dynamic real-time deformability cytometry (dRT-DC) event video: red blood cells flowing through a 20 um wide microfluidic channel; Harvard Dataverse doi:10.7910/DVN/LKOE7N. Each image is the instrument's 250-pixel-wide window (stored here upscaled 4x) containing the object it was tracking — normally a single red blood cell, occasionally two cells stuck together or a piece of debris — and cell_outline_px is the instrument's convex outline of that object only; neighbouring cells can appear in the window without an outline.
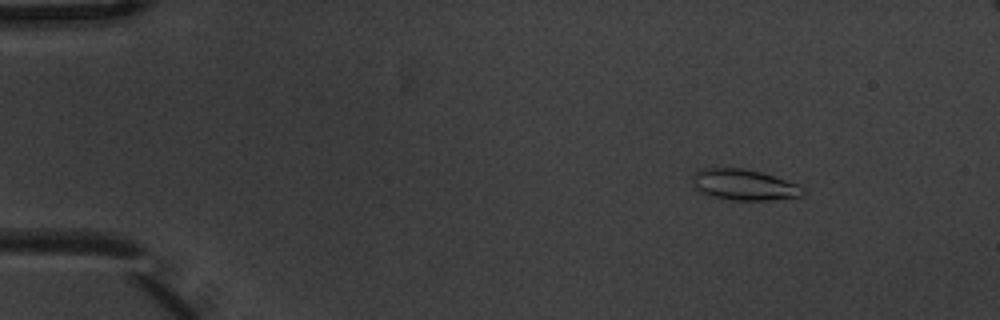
{"species": "common noctule bat (a hibernating species)", "species_latin": "Nyctalus noctula", "temperature_condition": "warm", "stored_images_in_passage": 6, "segment_of_instrument_passage": [1, 2], "camera_frame_rate_fps": 3000, "um_per_image_px": 0.085, "animal": {"sex": "male", "body_mass_g": 20.1, "forearm_length_mm": 53.5}, "frame": {"image": 1, "passage_image": 3, "time_ms": 0.667, "image_size_px": [1000, 320], "cell_outline_px": [[804, 192], [800, 196], [768, 200], [732, 200], [712, 196], [700, 192], [692, 184], [692, 176], [700, 168], [744, 168], [760, 172], [804, 184]], "centroid_in_image_um": [63.27, 15.69], "position_along_channel_um": 21.7, "area_um2": 20.11}}